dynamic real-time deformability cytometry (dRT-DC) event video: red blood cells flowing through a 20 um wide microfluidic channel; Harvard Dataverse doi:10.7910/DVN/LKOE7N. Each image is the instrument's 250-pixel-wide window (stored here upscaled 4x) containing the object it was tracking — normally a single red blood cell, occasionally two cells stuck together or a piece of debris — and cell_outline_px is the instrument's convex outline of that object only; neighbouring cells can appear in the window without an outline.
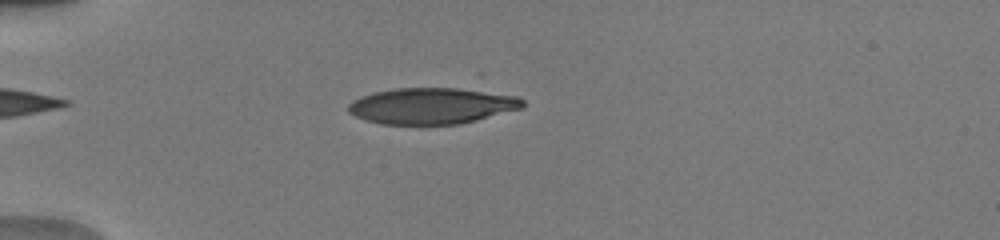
{"species": "human", "species_latin": "Homo sapiens", "temperature_condition": "warm", "stored_images_in_passage": 37, "camera_frame_rate_fps": 3000, "um_per_image_px": 0.085, "donor": {"sex": "male"}, "frame": {"image": 1, "passage_image": 1, "time_ms": 0.0, "image_size_px": [1000, 240], "cell_outline_px": [[524, 104], [520, 108], [476, 120], [460, 124], [380, 124], [364, 120], [348, 112], [348, 104], [352, 100], [360, 96], [372, 92], [396, 88], [472, 88], [516, 96], [524, 100]], "centroid_in_image_um": [36.67, 8.98], "position_along_channel_um": 48.3, "area_um2": 36.99}}
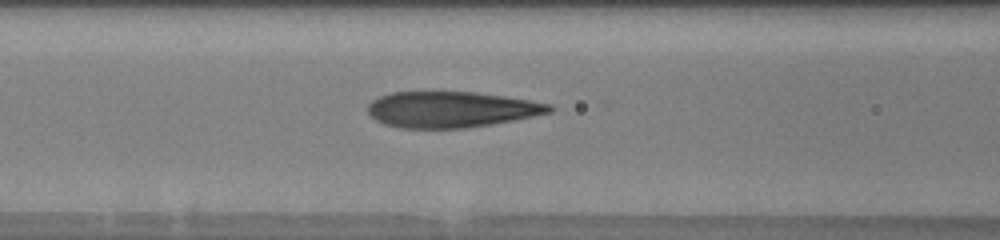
{"frame": {"image": 2, "passage_image": 9, "time_ms": 2.667, "image_size_px": [1000, 240], "cell_outline_px": [[556, 108], [552, 112], [492, 124], [464, 128], [400, 128], [384, 124], [376, 120], [368, 112], [368, 104], [372, 100], [380, 96], [392, 92], [476, 92], [528, 100], [552, 104]], "centroid_in_image_um": [38.35, 9.3], "position_along_channel_um": 128.3, "area_um2": 37.92}}
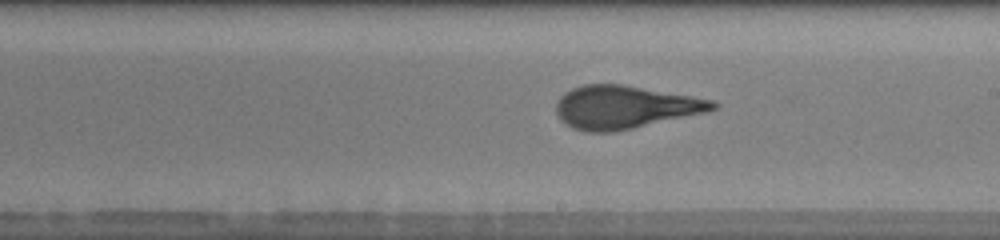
{"frame": {"image": 3, "passage_image": 17, "time_ms": 5.333, "image_size_px": [1000, 240], "cell_outline_px": [[720, 104], [716, 108], [708, 112], [632, 128], [612, 132], [588, 132], [572, 128], [560, 120], [556, 112], [556, 104], [560, 96], [564, 92], [572, 88], [584, 84], [620, 84], [716, 100]], "centroid_in_image_um": [53.11, 9.1], "position_along_channel_um": 235.9, "area_um2": 39.25}, "authors_computed_cell_mechanics": {"area_um2": 38.437, "velocity_mm_per_s": 4.0312, "shape_relaxation_time_tau1_ms": 5.8945, "shape_relaxation_time_tau2_ms": 0.8319, "deformation_change_tau1": 0.2563, "deformation_change_tau2": 0.0884}}